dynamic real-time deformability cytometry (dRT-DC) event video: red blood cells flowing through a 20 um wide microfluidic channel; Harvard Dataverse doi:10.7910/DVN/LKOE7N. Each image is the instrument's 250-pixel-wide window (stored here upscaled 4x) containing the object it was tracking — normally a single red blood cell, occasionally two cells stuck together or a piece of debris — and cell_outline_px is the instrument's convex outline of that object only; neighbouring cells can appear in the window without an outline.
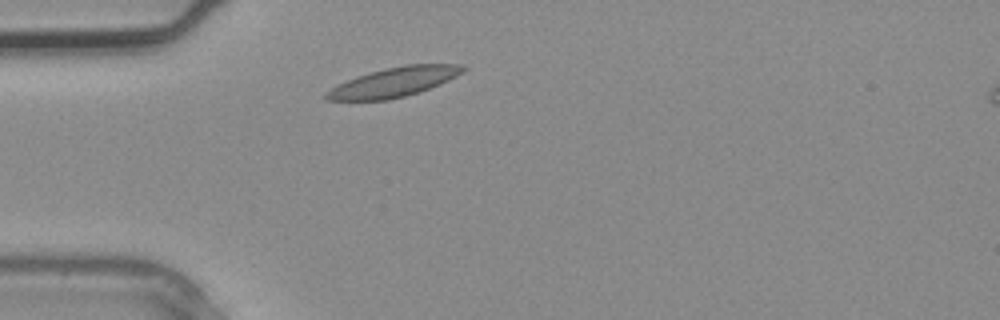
{"species": "common noctule bat (a hibernating species)", "species_latin": "Nyctalus noctula", "temperature_condition": "warm", "stored_images_in_passage": 1, "camera_frame_rate_fps": 3000, "um_per_image_px": 0.085, "animal": {"sex": "male", "body_mass_g": 20.4}, "frame": {"image": 1, "passage_image": 1, "time_ms": 0.0, "image_size_px": [1000, 320], "cell_outline_px": [[468, 68], [464, 72], [440, 84], [420, 92], [388, 100], [328, 100], [324, 96], [324, 92], [356, 76], [384, 68], [404, 64], [464, 64]], "centroid_in_image_um": [33.53, 6.96], "position_along_channel_um": 51.5, "area_um2": 23.47}}